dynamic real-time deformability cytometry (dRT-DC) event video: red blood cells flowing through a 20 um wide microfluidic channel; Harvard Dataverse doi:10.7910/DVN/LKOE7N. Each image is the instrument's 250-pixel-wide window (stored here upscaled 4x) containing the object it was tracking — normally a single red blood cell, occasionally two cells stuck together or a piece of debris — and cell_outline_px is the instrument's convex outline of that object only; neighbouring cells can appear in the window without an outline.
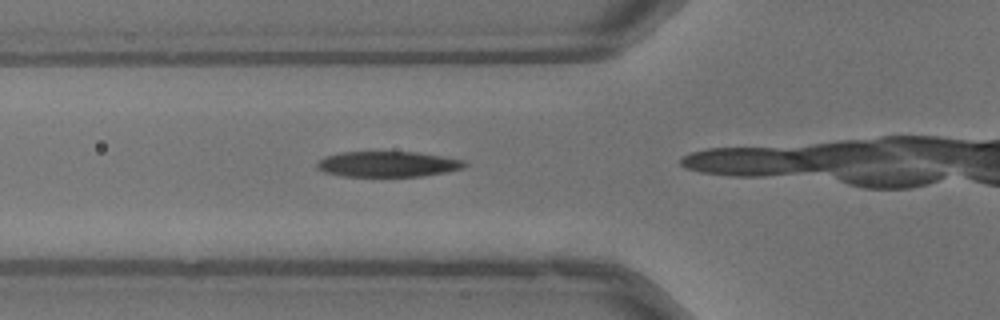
{"species": "common noctule bat (a hibernating species)", "species_latin": "Nyctalus noctula", "temperature_condition": "warm", "stored_images_in_passage": 11, "camera_frame_rate_fps": 3000, "um_per_image_px": 0.085, "animal": {"sex": "male", "body_mass_g": 13.3}, "frame": {"image": 1, "passage_image": 7, "time_ms": 2.0, "image_size_px": [1000, 320], "cell_outline_px": [[468, 164], [460, 168], [444, 172], [420, 176], [344, 176], [324, 172], [316, 168], [316, 164], [324, 156], [340, 152], [416, 152], [464, 160]], "centroid_in_image_um": [32.9, 13.94], "position_along_channel_um": 92.9, "area_um2": 21.73}}